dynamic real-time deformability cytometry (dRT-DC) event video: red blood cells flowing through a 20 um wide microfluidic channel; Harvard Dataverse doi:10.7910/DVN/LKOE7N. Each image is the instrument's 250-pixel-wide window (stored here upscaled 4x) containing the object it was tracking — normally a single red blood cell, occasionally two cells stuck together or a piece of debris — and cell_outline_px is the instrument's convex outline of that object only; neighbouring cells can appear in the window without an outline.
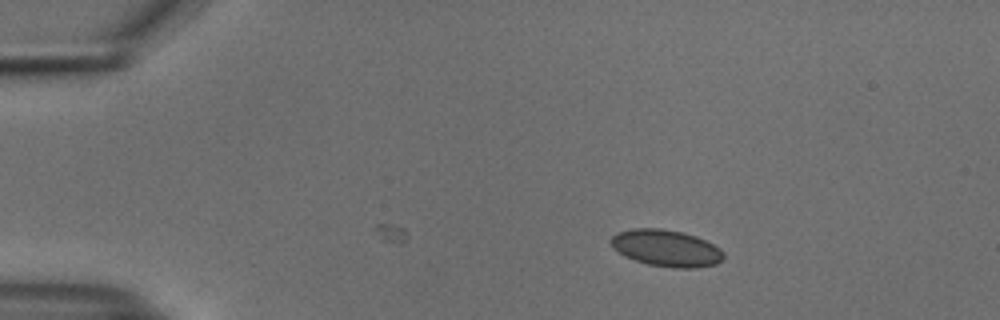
{"species": "common noctule bat (a hibernating species)", "species_latin": "Nyctalus noctula", "temperature_condition": "cold", "stored_images_in_passage": 39, "camera_frame_rate_fps": 3000, "um_per_image_px": 0.085, "animal": {"sex": "male", "body_mass_g": 18.8}, "frame": {"image": 1, "passage_image": 1, "time_ms": 0.0, "image_size_px": [1000, 320], "cell_outline_px": [[724, 256], [716, 264], [696, 268], [672, 268], [648, 264], [624, 256], [608, 240], [616, 232], [632, 228], [660, 228], [684, 232], [696, 236], [720, 248], [724, 252]], "centroid_in_image_um": [56.63, 21.08], "position_along_channel_um": 28.4, "area_um2": 24.1}}
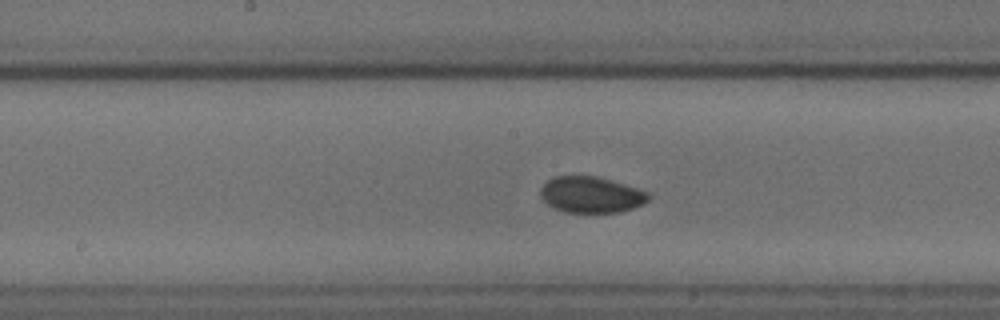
{"frame": {"image": 2, "passage_image": 20, "time_ms": 6.333, "image_size_px": [1000, 320], "cell_outline_px": [[652, 196], [644, 204], [620, 212], [564, 212], [548, 204], [540, 196], [540, 188], [552, 176], [596, 176], [624, 184], [648, 192]], "centroid_in_image_um": [50.25, 16.55], "position_along_channel_um": 198.0, "area_um2": 22.66}}
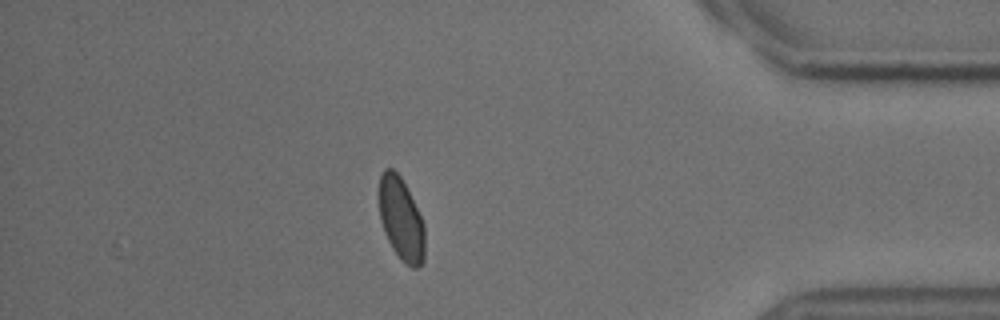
{"frame": {"image": 3, "passage_image": 39, "time_ms": 12.667, "image_size_px": [1000, 320], "cell_outline_px": [[424, 260], [416, 268], [412, 268], [400, 260], [392, 248], [384, 232], [380, 220], [380, 176], [384, 168], [392, 168], [400, 176], [424, 224]], "centroid_in_image_um": [34.09, 18.66], "position_along_channel_um": 401.1, "area_um2": 21.68}, "authors_computed_cell_mechanics": {"area_um2": 22.9466, "velocity_mm_per_s": 3.7293, "shape_relaxation_time_tau1_ms": null, "shape_relaxation_time_tau2_ms": 1.1657, "deformation_change_tau1": null, "deformation_change_tau2": 0.0276}}